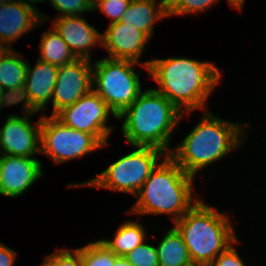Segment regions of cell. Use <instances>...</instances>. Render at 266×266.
Masks as SVG:
<instances>
[{
  "mask_svg": "<svg viewBox=\"0 0 266 266\" xmlns=\"http://www.w3.org/2000/svg\"><path fill=\"white\" fill-rule=\"evenodd\" d=\"M131 0H101L94 8L101 10L103 14L110 18V23L121 21Z\"/></svg>",
  "mask_w": 266,
  "mask_h": 266,
  "instance_id": "cell-26",
  "label": "cell"
},
{
  "mask_svg": "<svg viewBox=\"0 0 266 266\" xmlns=\"http://www.w3.org/2000/svg\"><path fill=\"white\" fill-rule=\"evenodd\" d=\"M36 158L0 154V195L16 198L43 176Z\"/></svg>",
  "mask_w": 266,
  "mask_h": 266,
  "instance_id": "cell-12",
  "label": "cell"
},
{
  "mask_svg": "<svg viewBox=\"0 0 266 266\" xmlns=\"http://www.w3.org/2000/svg\"><path fill=\"white\" fill-rule=\"evenodd\" d=\"M113 266H132L125 257H118Z\"/></svg>",
  "mask_w": 266,
  "mask_h": 266,
  "instance_id": "cell-33",
  "label": "cell"
},
{
  "mask_svg": "<svg viewBox=\"0 0 266 266\" xmlns=\"http://www.w3.org/2000/svg\"><path fill=\"white\" fill-rule=\"evenodd\" d=\"M208 266H245L232 244L219 254Z\"/></svg>",
  "mask_w": 266,
  "mask_h": 266,
  "instance_id": "cell-28",
  "label": "cell"
},
{
  "mask_svg": "<svg viewBox=\"0 0 266 266\" xmlns=\"http://www.w3.org/2000/svg\"><path fill=\"white\" fill-rule=\"evenodd\" d=\"M52 23L76 58L91 60V48L97 44L102 46V34L83 15L57 17Z\"/></svg>",
  "mask_w": 266,
  "mask_h": 266,
  "instance_id": "cell-16",
  "label": "cell"
},
{
  "mask_svg": "<svg viewBox=\"0 0 266 266\" xmlns=\"http://www.w3.org/2000/svg\"><path fill=\"white\" fill-rule=\"evenodd\" d=\"M125 259L132 266H159L157 248L145 242L130 251Z\"/></svg>",
  "mask_w": 266,
  "mask_h": 266,
  "instance_id": "cell-23",
  "label": "cell"
},
{
  "mask_svg": "<svg viewBox=\"0 0 266 266\" xmlns=\"http://www.w3.org/2000/svg\"><path fill=\"white\" fill-rule=\"evenodd\" d=\"M174 224L194 266H208L231 244L239 242L228 216L201 199Z\"/></svg>",
  "mask_w": 266,
  "mask_h": 266,
  "instance_id": "cell-5",
  "label": "cell"
},
{
  "mask_svg": "<svg viewBox=\"0 0 266 266\" xmlns=\"http://www.w3.org/2000/svg\"><path fill=\"white\" fill-rule=\"evenodd\" d=\"M140 64L159 84L160 88L154 89L188 115L198 109L208 110L207 99L222 78L213 63L185 57L147 60Z\"/></svg>",
  "mask_w": 266,
  "mask_h": 266,
  "instance_id": "cell-1",
  "label": "cell"
},
{
  "mask_svg": "<svg viewBox=\"0 0 266 266\" xmlns=\"http://www.w3.org/2000/svg\"><path fill=\"white\" fill-rule=\"evenodd\" d=\"M165 17H169L168 11L160 3L156 6V0H131L121 22L144 32L151 39L154 23Z\"/></svg>",
  "mask_w": 266,
  "mask_h": 266,
  "instance_id": "cell-18",
  "label": "cell"
},
{
  "mask_svg": "<svg viewBox=\"0 0 266 266\" xmlns=\"http://www.w3.org/2000/svg\"><path fill=\"white\" fill-rule=\"evenodd\" d=\"M110 113L117 118L106 102L92 89L74 104L59 111L55 117L70 128L93 134L105 147L112 131L111 126H107Z\"/></svg>",
  "mask_w": 266,
  "mask_h": 266,
  "instance_id": "cell-9",
  "label": "cell"
},
{
  "mask_svg": "<svg viewBox=\"0 0 266 266\" xmlns=\"http://www.w3.org/2000/svg\"><path fill=\"white\" fill-rule=\"evenodd\" d=\"M7 1H9V0H0V6H2L3 4H5Z\"/></svg>",
  "mask_w": 266,
  "mask_h": 266,
  "instance_id": "cell-36",
  "label": "cell"
},
{
  "mask_svg": "<svg viewBox=\"0 0 266 266\" xmlns=\"http://www.w3.org/2000/svg\"><path fill=\"white\" fill-rule=\"evenodd\" d=\"M245 0H228V3L235 9H238L241 11L243 8Z\"/></svg>",
  "mask_w": 266,
  "mask_h": 266,
  "instance_id": "cell-32",
  "label": "cell"
},
{
  "mask_svg": "<svg viewBox=\"0 0 266 266\" xmlns=\"http://www.w3.org/2000/svg\"><path fill=\"white\" fill-rule=\"evenodd\" d=\"M135 148L136 150L113 162L92 179L80 184L73 183L68 187L104 188L136 196L145 180L160 163L158 158H165L167 153L149 146Z\"/></svg>",
  "mask_w": 266,
  "mask_h": 266,
  "instance_id": "cell-6",
  "label": "cell"
},
{
  "mask_svg": "<svg viewBox=\"0 0 266 266\" xmlns=\"http://www.w3.org/2000/svg\"><path fill=\"white\" fill-rule=\"evenodd\" d=\"M103 146L93 134L70 128L55 116H41L40 153L56 164L84 157Z\"/></svg>",
  "mask_w": 266,
  "mask_h": 266,
  "instance_id": "cell-8",
  "label": "cell"
},
{
  "mask_svg": "<svg viewBox=\"0 0 266 266\" xmlns=\"http://www.w3.org/2000/svg\"><path fill=\"white\" fill-rule=\"evenodd\" d=\"M150 38L135 27L119 21L110 23L102 34V46L109 53L107 58L132 60L139 63Z\"/></svg>",
  "mask_w": 266,
  "mask_h": 266,
  "instance_id": "cell-15",
  "label": "cell"
},
{
  "mask_svg": "<svg viewBox=\"0 0 266 266\" xmlns=\"http://www.w3.org/2000/svg\"><path fill=\"white\" fill-rule=\"evenodd\" d=\"M203 116L204 118L169 154L181 169L193 177L204 167L234 152L245 138L243 127L250 125L245 123L242 126L220 119L209 110H206Z\"/></svg>",
  "mask_w": 266,
  "mask_h": 266,
  "instance_id": "cell-2",
  "label": "cell"
},
{
  "mask_svg": "<svg viewBox=\"0 0 266 266\" xmlns=\"http://www.w3.org/2000/svg\"><path fill=\"white\" fill-rule=\"evenodd\" d=\"M54 9L61 16H77L82 15V12L92 11L93 8L87 0H48Z\"/></svg>",
  "mask_w": 266,
  "mask_h": 266,
  "instance_id": "cell-25",
  "label": "cell"
},
{
  "mask_svg": "<svg viewBox=\"0 0 266 266\" xmlns=\"http://www.w3.org/2000/svg\"><path fill=\"white\" fill-rule=\"evenodd\" d=\"M159 266H194L181 234L173 226L158 244Z\"/></svg>",
  "mask_w": 266,
  "mask_h": 266,
  "instance_id": "cell-19",
  "label": "cell"
},
{
  "mask_svg": "<svg viewBox=\"0 0 266 266\" xmlns=\"http://www.w3.org/2000/svg\"><path fill=\"white\" fill-rule=\"evenodd\" d=\"M23 112L24 116L9 115L0 128V154L27 158H35L33 156L36 154L41 155V117L33 126L29 116L37 112Z\"/></svg>",
  "mask_w": 266,
  "mask_h": 266,
  "instance_id": "cell-11",
  "label": "cell"
},
{
  "mask_svg": "<svg viewBox=\"0 0 266 266\" xmlns=\"http://www.w3.org/2000/svg\"><path fill=\"white\" fill-rule=\"evenodd\" d=\"M22 2H24L25 4H28V5H31V6H33V4L32 3H40V2H43V1H45V0H21ZM29 1H30V3H29Z\"/></svg>",
  "mask_w": 266,
  "mask_h": 266,
  "instance_id": "cell-34",
  "label": "cell"
},
{
  "mask_svg": "<svg viewBox=\"0 0 266 266\" xmlns=\"http://www.w3.org/2000/svg\"><path fill=\"white\" fill-rule=\"evenodd\" d=\"M180 0H161L159 3L169 12Z\"/></svg>",
  "mask_w": 266,
  "mask_h": 266,
  "instance_id": "cell-31",
  "label": "cell"
},
{
  "mask_svg": "<svg viewBox=\"0 0 266 266\" xmlns=\"http://www.w3.org/2000/svg\"><path fill=\"white\" fill-rule=\"evenodd\" d=\"M17 252L0 242V266H14Z\"/></svg>",
  "mask_w": 266,
  "mask_h": 266,
  "instance_id": "cell-29",
  "label": "cell"
},
{
  "mask_svg": "<svg viewBox=\"0 0 266 266\" xmlns=\"http://www.w3.org/2000/svg\"><path fill=\"white\" fill-rule=\"evenodd\" d=\"M132 60L102 58L92 65V89L118 117L142 92L140 73ZM95 86V87H94Z\"/></svg>",
  "mask_w": 266,
  "mask_h": 266,
  "instance_id": "cell-7",
  "label": "cell"
},
{
  "mask_svg": "<svg viewBox=\"0 0 266 266\" xmlns=\"http://www.w3.org/2000/svg\"><path fill=\"white\" fill-rule=\"evenodd\" d=\"M44 14L21 0H9L0 6V47L11 48V45L24 33L29 32L41 23L47 22ZM46 19V20H45ZM9 46V47H8Z\"/></svg>",
  "mask_w": 266,
  "mask_h": 266,
  "instance_id": "cell-14",
  "label": "cell"
},
{
  "mask_svg": "<svg viewBox=\"0 0 266 266\" xmlns=\"http://www.w3.org/2000/svg\"><path fill=\"white\" fill-rule=\"evenodd\" d=\"M193 182L194 177L167 155L145 180L136 195L137 201L127 212L170 214L175 222L199 200L192 199Z\"/></svg>",
  "mask_w": 266,
  "mask_h": 266,
  "instance_id": "cell-4",
  "label": "cell"
},
{
  "mask_svg": "<svg viewBox=\"0 0 266 266\" xmlns=\"http://www.w3.org/2000/svg\"><path fill=\"white\" fill-rule=\"evenodd\" d=\"M15 105V102L8 96V94L0 87V109L4 106Z\"/></svg>",
  "mask_w": 266,
  "mask_h": 266,
  "instance_id": "cell-30",
  "label": "cell"
},
{
  "mask_svg": "<svg viewBox=\"0 0 266 266\" xmlns=\"http://www.w3.org/2000/svg\"><path fill=\"white\" fill-rule=\"evenodd\" d=\"M138 221L124 222L116 230L114 238L100 239L116 256L125 257L137 246L146 242L145 228Z\"/></svg>",
  "mask_w": 266,
  "mask_h": 266,
  "instance_id": "cell-20",
  "label": "cell"
},
{
  "mask_svg": "<svg viewBox=\"0 0 266 266\" xmlns=\"http://www.w3.org/2000/svg\"><path fill=\"white\" fill-rule=\"evenodd\" d=\"M182 117L184 113L153 88L141 92L116 119L123 120L121 131L130 145L155 147L169 155L170 136Z\"/></svg>",
  "mask_w": 266,
  "mask_h": 266,
  "instance_id": "cell-3",
  "label": "cell"
},
{
  "mask_svg": "<svg viewBox=\"0 0 266 266\" xmlns=\"http://www.w3.org/2000/svg\"><path fill=\"white\" fill-rule=\"evenodd\" d=\"M219 0H180L169 12V16L201 13Z\"/></svg>",
  "mask_w": 266,
  "mask_h": 266,
  "instance_id": "cell-27",
  "label": "cell"
},
{
  "mask_svg": "<svg viewBox=\"0 0 266 266\" xmlns=\"http://www.w3.org/2000/svg\"><path fill=\"white\" fill-rule=\"evenodd\" d=\"M77 249L80 251L83 266H113L118 258L100 240Z\"/></svg>",
  "mask_w": 266,
  "mask_h": 266,
  "instance_id": "cell-22",
  "label": "cell"
},
{
  "mask_svg": "<svg viewBox=\"0 0 266 266\" xmlns=\"http://www.w3.org/2000/svg\"><path fill=\"white\" fill-rule=\"evenodd\" d=\"M28 62L11 48L0 50V87L16 102L23 91Z\"/></svg>",
  "mask_w": 266,
  "mask_h": 266,
  "instance_id": "cell-17",
  "label": "cell"
},
{
  "mask_svg": "<svg viewBox=\"0 0 266 266\" xmlns=\"http://www.w3.org/2000/svg\"><path fill=\"white\" fill-rule=\"evenodd\" d=\"M58 68L38 58L33 69L28 63L24 88L15 104L23 102L24 110L34 112L47 109L46 104L51 102Z\"/></svg>",
  "mask_w": 266,
  "mask_h": 266,
  "instance_id": "cell-13",
  "label": "cell"
},
{
  "mask_svg": "<svg viewBox=\"0 0 266 266\" xmlns=\"http://www.w3.org/2000/svg\"><path fill=\"white\" fill-rule=\"evenodd\" d=\"M38 59L48 62L57 67L73 62L77 59L63 41L60 34L52 26L51 30L45 31L41 37L40 55Z\"/></svg>",
  "mask_w": 266,
  "mask_h": 266,
  "instance_id": "cell-21",
  "label": "cell"
},
{
  "mask_svg": "<svg viewBox=\"0 0 266 266\" xmlns=\"http://www.w3.org/2000/svg\"><path fill=\"white\" fill-rule=\"evenodd\" d=\"M92 63L89 59L77 58L58 68L56 83L51 98L55 116L63 108L74 104L92 90Z\"/></svg>",
  "mask_w": 266,
  "mask_h": 266,
  "instance_id": "cell-10",
  "label": "cell"
},
{
  "mask_svg": "<svg viewBox=\"0 0 266 266\" xmlns=\"http://www.w3.org/2000/svg\"><path fill=\"white\" fill-rule=\"evenodd\" d=\"M101 0H87L92 8H94Z\"/></svg>",
  "mask_w": 266,
  "mask_h": 266,
  "instance_id": "cell-35",
  "label": "cell"
},
{
  "mask_svg": "<svg viewBox=\"0 0 266 266\" xmlns=\"http://www.w3.org/2000/svg\"><path fill=\"white\" fill-rule=\"evenodd\" d=\"M72 252L67 248L58 249L54 254L46 255L41 266H83L80 251L73 248Z\"/></svg>",
  "mask_w": 266,
  "mask_h": 266,
  "instance_id": "cell-24",
  "label": "cell"
}]
</instances>
